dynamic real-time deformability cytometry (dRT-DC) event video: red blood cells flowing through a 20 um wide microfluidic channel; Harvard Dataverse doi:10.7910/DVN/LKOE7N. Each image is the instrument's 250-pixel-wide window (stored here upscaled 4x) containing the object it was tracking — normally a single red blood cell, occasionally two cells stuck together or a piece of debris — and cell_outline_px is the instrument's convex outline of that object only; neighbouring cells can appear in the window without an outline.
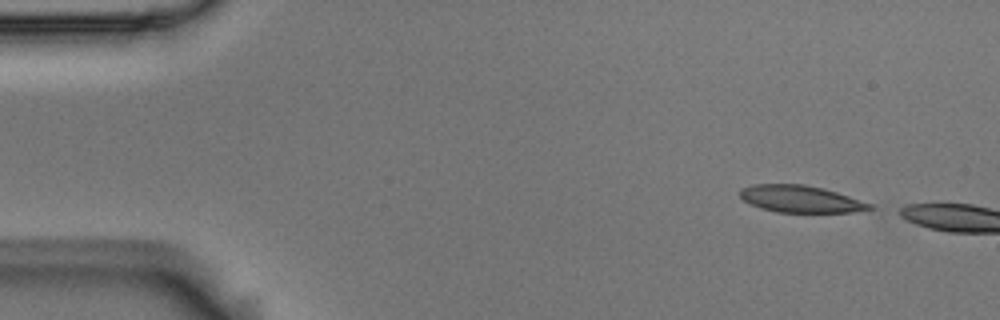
{"species": "Egyptian fruit bat (a non-hibernating species)", "species_latin": "Rousettus aegyptiacus", "temperature_condition": "room temperature", "stored_images_in_passage": 3, "camera_frame_rate_fps": 3000, "um_per_image_px": 0.085, "animal": {"sex": "male"}, "frame": {"image": 1, "passage_image": 1, "time_ms": 0.0, "image_size_px": [1000, 320], "cell_outline_px": [[872, 208], [852, 212], [776, 212], [760, 208], [744, 200], [740, 196], [740, 188], [752, 184], [804, 184], [824, 188], [872, 204]], "centroid_in_image_um": [68.01, 16.9], "position_along_channel_um": 17.0, "area_um2": 20.23}}